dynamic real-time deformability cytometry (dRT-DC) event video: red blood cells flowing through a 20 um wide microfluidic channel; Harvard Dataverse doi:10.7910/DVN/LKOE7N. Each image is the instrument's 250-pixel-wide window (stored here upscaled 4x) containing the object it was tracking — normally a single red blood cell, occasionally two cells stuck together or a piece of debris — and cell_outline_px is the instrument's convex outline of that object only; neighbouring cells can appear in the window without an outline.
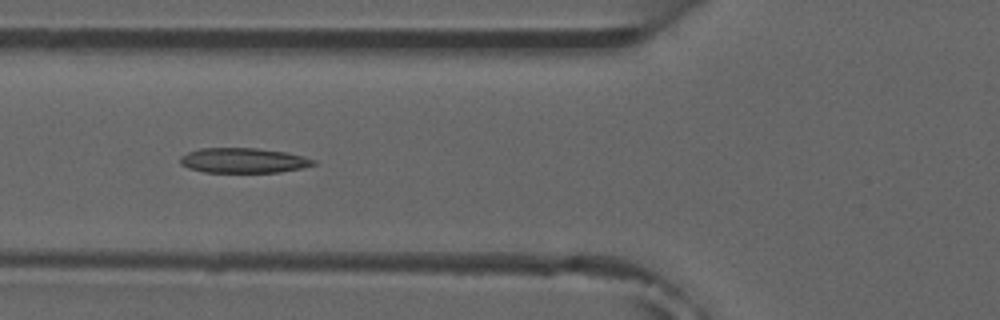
{"species": "common noctule bat (a hibernating species)", "species_latin": "Nyctalus noctula", "temperature_condition": "room temperature", "stored_images_in_passage": 7, "camera_frame_rate_fps": 3000, "um_per_image_px": 0.085, "animal": {"sex": "male", "forearm_length_mm": 52.5}, "frame": {"image": 1, "passage_image": 4, "time_ms": 4.333, "image_size_px": [1000, 320], "cell_outline_px": [[316, 164], [300, 168], [280, 172], [204, 172], [188, 168], [180, 164], [180, 156], [188, 152], [200, 148], [256, 148], [284, 152], [304, 156], [316, 160]], "centroid_in_image_um": [20.67, 13.64], "position_along_channel_um": 105.1, "area_um2": 19.36}}
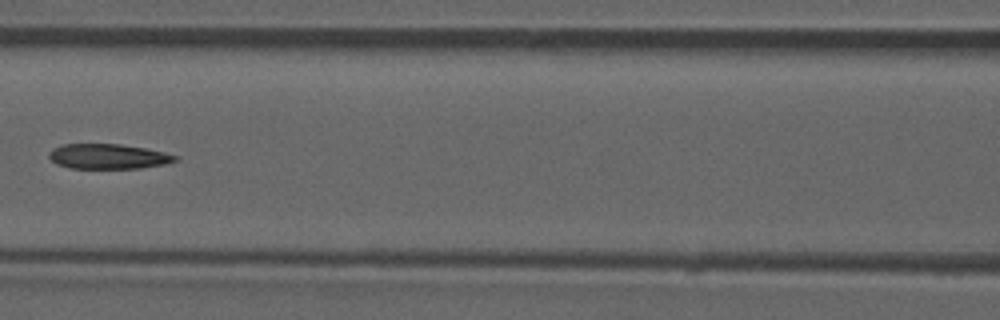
{"frame": {"image": 2, "passage_image": 5, "time_ms": 5.667, "image_size_px": [1000, 320], "cell_outline_px": [[176, 160], [164, 164], [140, 168], [68, 168], [56, 164], [48, 156], [48, 152], [52, 148], [64, 144], [120, 144], [144, 148], [164, 152], [176, 156]], "centroid_in_image_um": [9.13, 13.29], "position_along_channel_um": 157.5, "area_um2": 18.26}}